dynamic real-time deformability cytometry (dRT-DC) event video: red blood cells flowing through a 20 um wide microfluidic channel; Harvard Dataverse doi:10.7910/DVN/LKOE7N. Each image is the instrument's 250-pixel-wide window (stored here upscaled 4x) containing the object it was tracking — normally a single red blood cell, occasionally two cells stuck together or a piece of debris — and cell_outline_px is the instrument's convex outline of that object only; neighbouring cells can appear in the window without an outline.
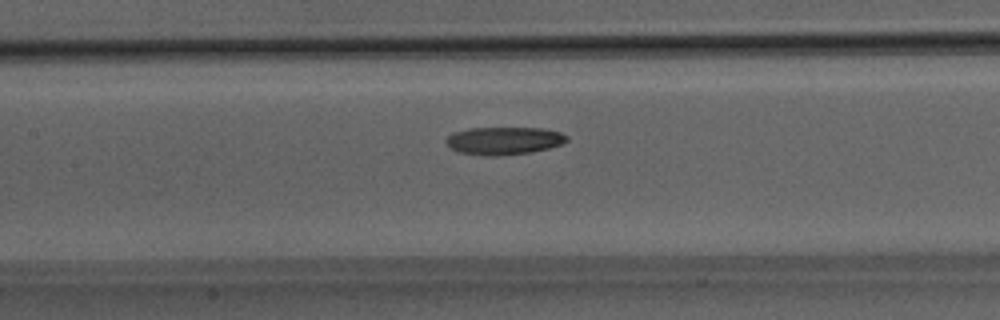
{"species": "Egyptian fruit bat (a non-hibernating species)", "species_latin": "Rousettus aegyptiacus", "temperature_condition": "room temperature", "stored_images_in_passage": 47, "camera_frame_rate_fps": 3000, "um_per_image_px": 0.085, "animal": {"sex": "male"}, "frame": {"image": 1, "passage_image": 21, "time_ms": 6.667, "image_size_px": [1000, 320], "cell_outline_px": [[568, 140], [560, 144], [548, 148], [528, 152], [500, 156], [484, 156], [460, 152], [452, 148], [444, 140], [452, 132], [468, 128], [540, 128], [560, 132], [568, 136]], "centroid_in_image_um": [42.8, 11.95], "position_along_channel_um": 164.6, "area_um2": 19.42}}
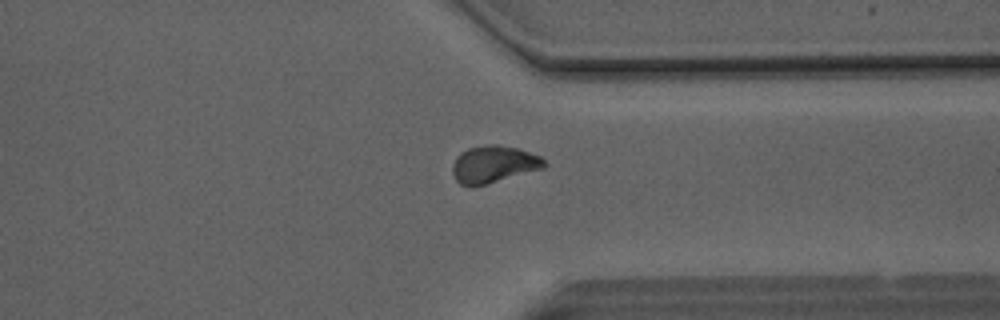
{"frame": {"image": 2, "passage_image": 36, "time_ms": 11.667, "image_size_px": [1000, 320], "cell_outline_px": [[548, 164], [544, 168], [488, 184], [472, 188], [460, 184], [456, 180], [452, 172], [452, 164], [456, 156], [460, 152], [468, 148], [484, 144], [496, 144], [520, 148], [540, 156]], "centroid_in_image_um": [41.94, 13.97], "position_along_channel_um": 369.5, "area_um2": 20.35}}
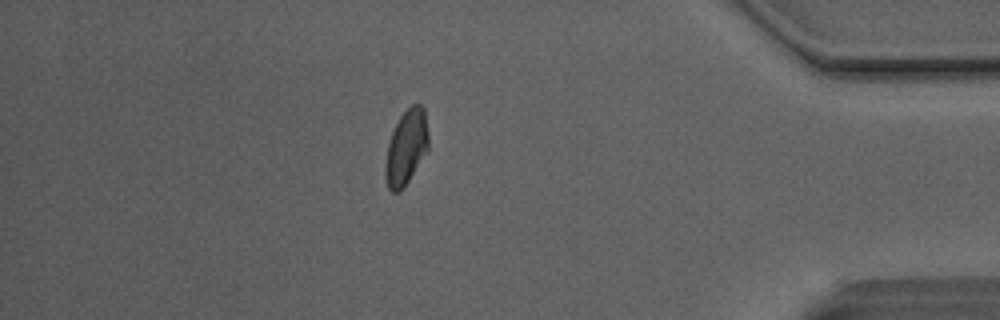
{"frame": {"image": 3, "passage_image": 41, "time_ms": 13.333, "image_size_px": [1000, 320], "cell_outline_px": [[428, 152], [404, 188], [400, 192], [392, 192], [388, 188], [384, 172], [384, 168], [388, 144], [392, 132], [400, 116], [412, 104], [420, 104], [424, 108], [428, 132]], "centroid_in_image_um": [34.54, 12.56], "position_along_channel_um": 400.7, "area_um2": 19.02}, "authors_computed_cell_mechanics": {"area_um2": 19.5364, "velocity_mm_per_s": 4.1154, "shape_relaxation_time_tau1_ms": 4.863, "shape_relaxation_time_tau2_ms": 3.642, "deformation_change_tau1": 0.1326, "deformation_change_tau2": 0.0791}}